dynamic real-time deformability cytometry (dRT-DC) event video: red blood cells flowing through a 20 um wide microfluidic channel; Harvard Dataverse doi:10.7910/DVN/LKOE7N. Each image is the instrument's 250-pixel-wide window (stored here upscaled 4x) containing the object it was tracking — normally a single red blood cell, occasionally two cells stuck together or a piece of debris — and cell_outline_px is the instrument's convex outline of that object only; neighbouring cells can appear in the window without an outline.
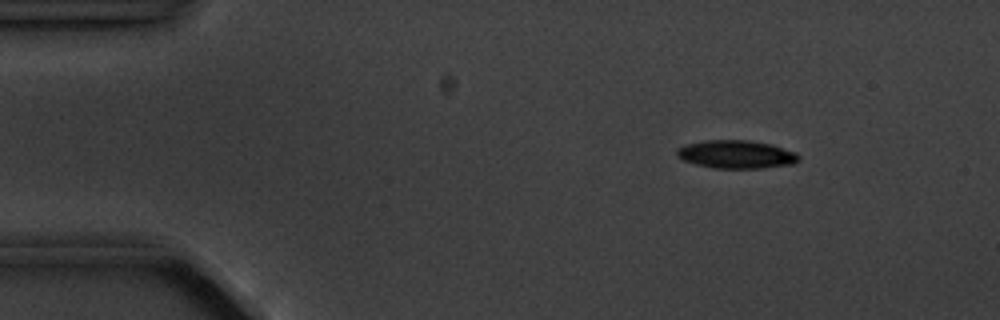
{"species": "common noctule bat (a hibernating species)", "species_latin": "Nyctalus noctula", "temperature_condition": "cold", "stored_images_in_passage": 5, "camera_frame_rate_fps": 3000, "um_per_image_px": 0.085, "animal": {"sex": "male", "body_mass_g": 20.1, "forearm_length_mm": 53.5}, "frame": {"image": 1, "passage_image": 2, "time_ms": 1.0, "image_size_px": [1000, 320], "cell_outline_px": [[800, 160], [792, 164], [760, 168], [716, 168], [696, 164], [684, 160], [676, 156], [676, 148], [684, 144], [704, 140], [748, 140], [772, 144], [796, 152], [800, 156]], "centroid_in_image_um": [62.57, 13.11], "position_along_channel_um": 22.4, "area_um2": 20.11}}